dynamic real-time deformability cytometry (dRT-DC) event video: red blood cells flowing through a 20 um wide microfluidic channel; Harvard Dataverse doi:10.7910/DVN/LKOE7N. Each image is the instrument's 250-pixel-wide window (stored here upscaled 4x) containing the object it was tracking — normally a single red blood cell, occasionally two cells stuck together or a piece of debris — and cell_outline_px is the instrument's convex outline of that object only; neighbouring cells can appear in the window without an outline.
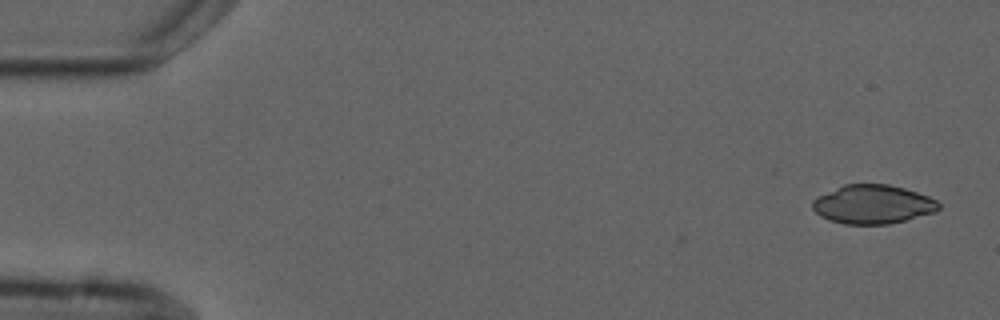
{"species": "common noctule bat (a hibernating species)", "species_latin": "Nyctalus noctula", "temperature_condition": "cold", "stored_images_in_passage": 5, "camera_frame_rate_fps": 3000, "um_per_image_px": 0.085, "animal": {"sex": "male", "forearm_length_mm": 52.5}, "frame": {"image": 1, "passage_image": 1, "time_ms": 0.0, "image_size_px": [1000, 320], "cell_outline_px": [[940, 208], [936, 212], [888, 224], [844, 224], [820, 216], [812, 208], [812, 200], [844, 184], [888, 184], [904, 188], [928, 196], [936, 200], [940, 204]], "centroid_in_image_um": [74.21, 17.37], "position_along_channel_um": 10.8, "area_um2": 28.32}}